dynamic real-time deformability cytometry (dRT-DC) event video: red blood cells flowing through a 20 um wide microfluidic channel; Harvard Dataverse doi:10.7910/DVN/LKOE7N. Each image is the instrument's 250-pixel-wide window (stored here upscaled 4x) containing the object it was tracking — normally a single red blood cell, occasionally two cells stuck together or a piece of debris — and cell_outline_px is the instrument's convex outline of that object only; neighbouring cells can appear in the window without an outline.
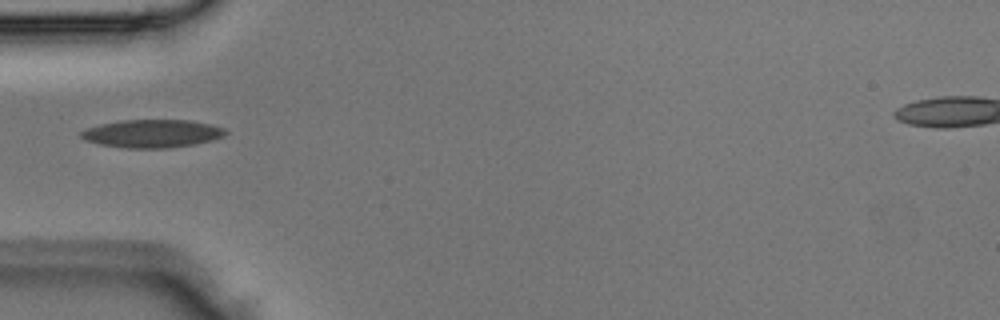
{"species": "Egyptian fruit bat (a non-hibernating species)", "species_latin": "Rousettus aegyptiacus", "temperature_condition": "room temperature", "stored_images_in_passage": 2, "camera_frame_rate_fps": 3000, "um_per_image_px": 0.085, "animal": {"sex": "male"}, "frame": {"image": 1, "passage_image": 2, "time_ms": 0.333, "image_size_px": [1000, 320], "cell_outline_px": [[228, 132], [224, 136], [212, 140], [196, 144], [172, 148], [124, 148], [100, 144], [84, 140], [80, 136], [80, 132], [88, 128], [100, 124], [120, 120], [188, 120], [212, 124], [224, 128]], "centroid_in_image_um": [12.96, 11.35], "position_along_channel_um": 72.0, "area_um2": 23.76}}